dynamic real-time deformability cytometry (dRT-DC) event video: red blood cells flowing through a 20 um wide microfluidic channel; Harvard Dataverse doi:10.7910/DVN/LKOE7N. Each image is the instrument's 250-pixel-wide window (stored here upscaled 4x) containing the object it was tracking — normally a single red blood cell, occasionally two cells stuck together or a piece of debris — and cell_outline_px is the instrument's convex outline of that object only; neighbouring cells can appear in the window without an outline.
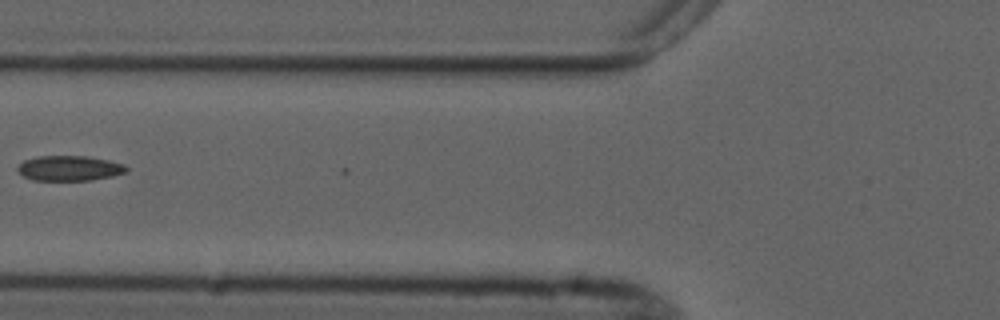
{"species": "common noctule bat (a hibernating species)", "species_latin": "Nyctalus noctula", "temperature_condition": "cold", "stored_images_in_passage": 3, "camera_frame_rate_fps": 3000, "um_per_image_px": 0.085, "animal": {"sex": "male", "forearm_length_mm": 52.5}, "frame": {"image": 1, "passage_image": 3, "time_ms": 2.333, "image_size_px": [1000, 320], "cell_outline_px": [[128, 172], [112, 176], [92, 180], [32, 180], [24, 176], [16, 168], [24, 160], [36, 156], [88, 156], [108, 160], [124, 164], [128, 168]], "centroid_in_image_um": [5.92, 14.29], "position_along_channel_um": 119.9, "area_um2": 15.95}}